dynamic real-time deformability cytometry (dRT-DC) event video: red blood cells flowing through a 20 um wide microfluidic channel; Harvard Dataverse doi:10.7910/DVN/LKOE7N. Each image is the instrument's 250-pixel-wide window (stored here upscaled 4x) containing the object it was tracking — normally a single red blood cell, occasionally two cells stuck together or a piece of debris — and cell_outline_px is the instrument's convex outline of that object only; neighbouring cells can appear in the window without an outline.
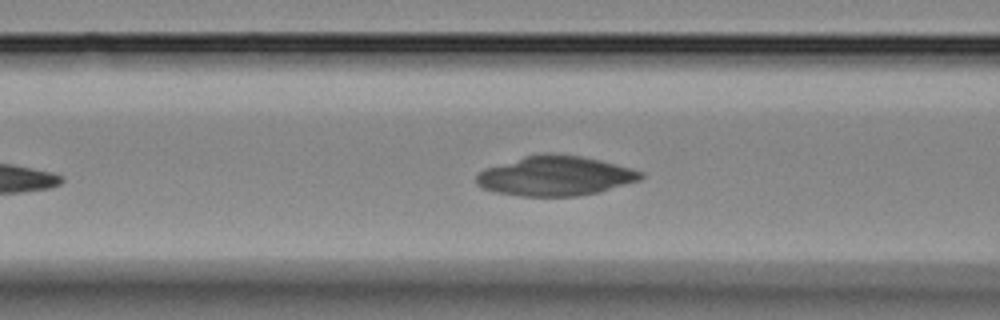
{"species": "Egyptian fruit bat (a non-hibernating species)", "species_latin": "Rousettus aegyptiacus", "temperature_condition": "room temperature", "stored_images_in_passage": 36, "camera_frame_rate_fps": 3000, "um_per_image_px": 0.085, "animal": {"sex": "female"}, "frame": {"image": 1, "passage_image": 10, "time_ms": 3.0, "image_size_px": [1000, 320], "cell_outline_px": [[644, 176], [640, 180], [596, 192], [576, 196], [520, 196], [496, 192], [484, 188], [476, 184], [476, 176], [484, 168], [524, 156], [544, 152], [552, 152], [580, 156], [600, 160], [632, 168], [644, 172]], "centroid_in_image_um": [47.18, 14.93], "position_along_channel_um": 119.4, "area_um2": 38.03}}
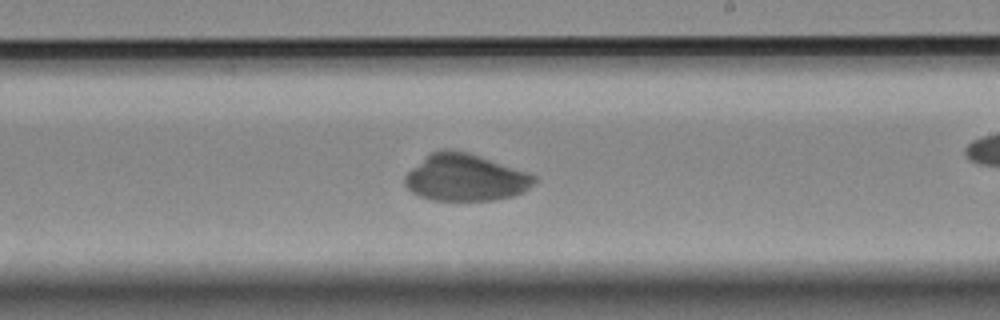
{"frame": {"image": 2, "passage_image": 19, "time_ms": 6.0, "image_size_px": [1000, 320], "cell_outline_px": [[536, 180], [524, 192], [512, 196], [492, 200], [432, 200], [420, 196], [412, 192], [404, 184], [404, 176], [412, 168], [432, 152], [440, 148], [448, 148], [468, 152], [528, 172], [536, 176]], "centroid_in_image_um": [39.55, 15.09], "position_along_channel_um": 249.4, "area_um2": 35.26}}
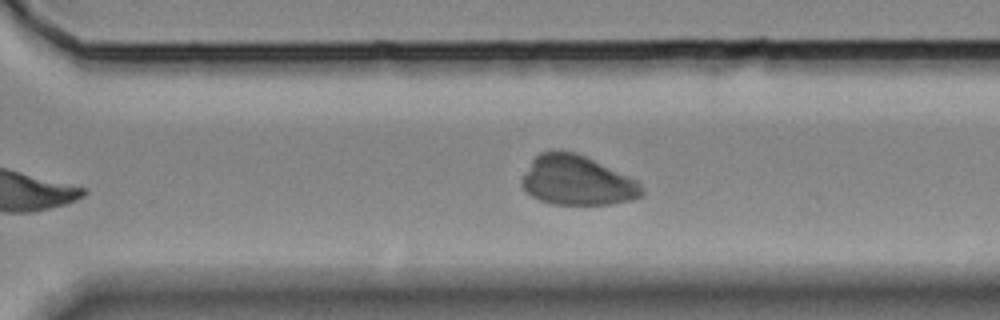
{"frame": {"image": 3, "passage_image": 24, "time_ms": 7.667, "image_size_px": [1000, 320], "cell_outline_px": [[644, 196], [632, 200], [612, 204], [552, 204], [540, 200], [532, 196], [520, 184], [520, 180], [532, 160], [540, 152], [556, 148], [560, 148], [576, 152], [628, 176], [636, 180], [644, 188]], "centroid_in_image_um": [49.04, 15.32], "position_along_channel_um": 321.6, "area_um2": 34.97}}